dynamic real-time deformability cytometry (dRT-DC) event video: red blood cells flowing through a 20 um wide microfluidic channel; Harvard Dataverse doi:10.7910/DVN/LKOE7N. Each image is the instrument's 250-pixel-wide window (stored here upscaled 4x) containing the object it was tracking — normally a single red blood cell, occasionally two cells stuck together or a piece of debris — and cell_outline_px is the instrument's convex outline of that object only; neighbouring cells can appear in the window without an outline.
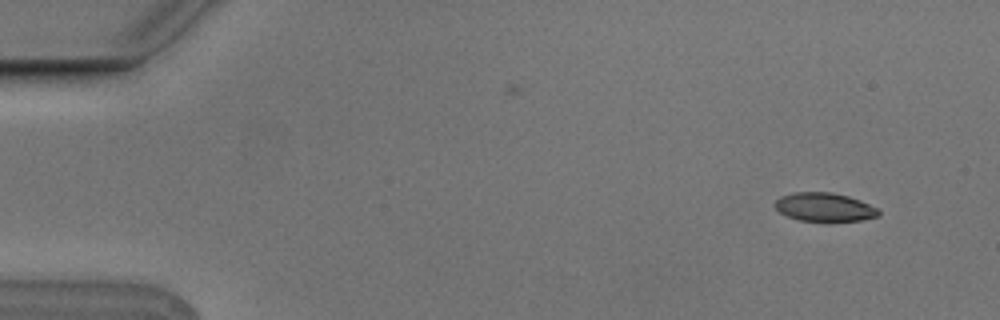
{"species": "Egyptian fruit bat (a non-hibernating species)", "species_latin": "Rousettus aegyptiacus", "temperature_condition": "cold", "stored_images_in_passage": 5, "camera_frame_rate_fps": 3000, "um_per_image_px": 0.085, "animal": {"sex": "male"}, "frame": {"image": 1, "passage_image": 1, "time_ms": 0.0, "image_size_px": [1000, 320], "cell_outline_px": [[880, 216], [860, 220], [828, 224], [800, 220], [788, 216], [780, 212], [772, 204], [780, 196], [792, 192], [832, 192], [848, 196], [860, 200], [876, 208], [880, 212]], "centroid_in_image_um": [70.07, 17.64], "position_along_channel_um": 14.9, "area_um2": 17.92}}